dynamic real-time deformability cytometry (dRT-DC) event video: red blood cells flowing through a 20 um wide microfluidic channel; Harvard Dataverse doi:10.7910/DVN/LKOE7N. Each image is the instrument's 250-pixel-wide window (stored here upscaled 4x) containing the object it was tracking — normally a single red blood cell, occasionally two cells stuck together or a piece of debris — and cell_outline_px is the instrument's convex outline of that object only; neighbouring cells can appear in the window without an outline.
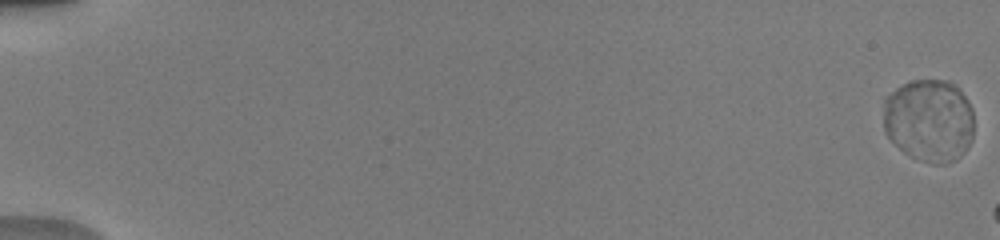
{"species": "human", "species_latin": "Homo sapiens", "temperature_condition": "warm", "stored_images_in_passage": 13, "camera_frame_rate_fps": 3000, "um_per_image_px": 0.085, "donor": {"sex": "male"}, "frame": {"image": 1, "passage_image": 1, "time_ms": 0.0, "image_size_px": [1000, 240], "cell_outline_px": [[972, 140], [968, 148], [960, 156], [952, 160], [936, 164], [932, 164], [920, 160], [912, 156], [900, 148], [884, 132], [884, 100], [896, 88], [912, 80], [948, 80], [956, 84], [960, 88], [968, 100], [972, 108]], "centroid_in_image_um": [79.0, 10.2], "position_along_channel_um": 6.0, "area_um2": 43.75}}